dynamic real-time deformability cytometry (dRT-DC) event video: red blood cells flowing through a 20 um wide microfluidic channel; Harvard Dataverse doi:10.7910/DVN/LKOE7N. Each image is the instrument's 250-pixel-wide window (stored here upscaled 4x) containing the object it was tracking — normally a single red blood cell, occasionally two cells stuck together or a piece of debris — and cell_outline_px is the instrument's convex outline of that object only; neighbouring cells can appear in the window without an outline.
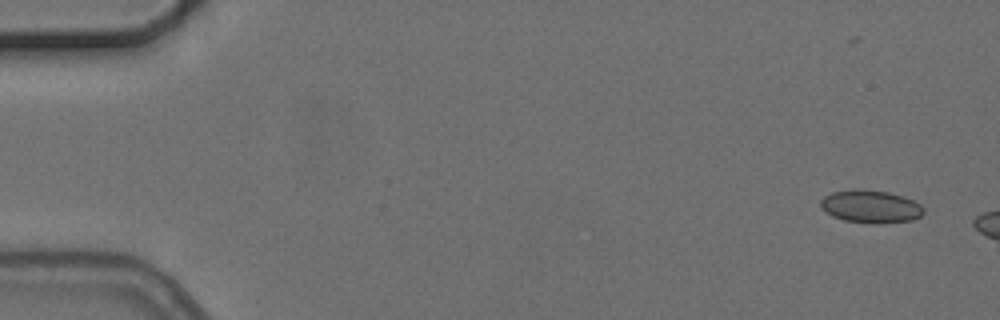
{"species": "common noctule bat (a hibernating species)", "species_latin": "Nyctalus noctula", "temperature_condition": "cold", "stored_images_in_passage": 4, "camera_frame_rate_fps": 3000, "um_per_image_px": 0.085, "animal": {"sex": "female", "body_mass_g": 24.6, "forearm_length_mm": 56.2}, "frame": {"image": 1, "passage_image": 2, "time_ms": 1.333, "image_size_px": [1000, 320], "cell_outline_px": [[924, 212], [920, 216], [912, 220], [880, 224], [872, 224], [844, 220], [832, 216], [820, 204], [820, 200], [824, 196], [832, 192], [852, 188], [888, 192], [904, 196], [920, 204], [924, 208]], "centroid_in_image_um": [74.02, 17.55], "position_along_channel_um": 11.0, "area_um2": 19.77}}